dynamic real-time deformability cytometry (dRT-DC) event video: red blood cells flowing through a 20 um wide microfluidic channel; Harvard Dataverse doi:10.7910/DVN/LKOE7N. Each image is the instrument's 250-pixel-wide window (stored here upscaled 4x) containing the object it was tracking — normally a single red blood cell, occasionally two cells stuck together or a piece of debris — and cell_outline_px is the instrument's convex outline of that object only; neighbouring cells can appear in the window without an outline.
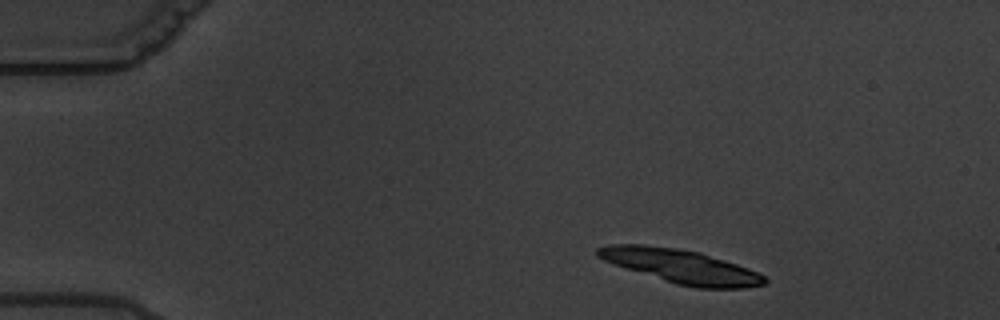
{"species": "common noctule bat (a hibernating species)", "species_latin": "Nyctalus noctula", "temperature_condition": "warm", "stored_images_in_passage": 3, "camera_frame_rate_fps": 3000, "um_per_image_px": 0.085, "animal": {"sex": "male", "body_mass_g": 19.5, "forearm_length_mm": 54.6}, "frame": {"image": 1, "passage_image": 1, "time_ms": 0.0, "image_size_px": [1000, 320], "cell_outline_px": [[768, 280], [764, 284], [744, 288], [696, 288], [676, 284], [604, 260], [596, 256], [596, 248], [608, 244], [644, 244], [676, 248], [700, 252], [760, 272]], "centroid_in_image_um": [57.9, 22.63], "position_along_channel_um": 27.1, "area_um2": 32.54}}